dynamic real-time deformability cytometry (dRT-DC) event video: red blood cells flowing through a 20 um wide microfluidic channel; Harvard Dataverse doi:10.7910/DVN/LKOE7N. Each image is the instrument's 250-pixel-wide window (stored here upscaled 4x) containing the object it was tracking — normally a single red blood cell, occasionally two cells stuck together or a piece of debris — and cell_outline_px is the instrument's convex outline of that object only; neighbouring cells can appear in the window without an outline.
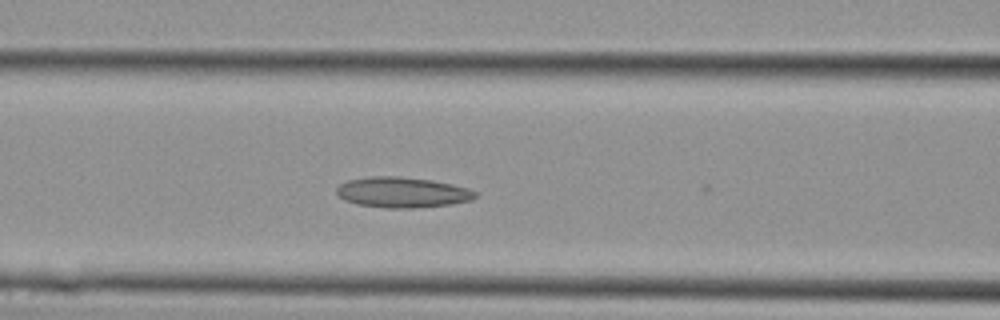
{"species": "Egyptian fruit bat (a non-hibernating species)", "species_latin": "Rousettus aegyptiacus", "temperature_condition": "cold", "stored_images_in_passage": 12, "camera_frame_rate_fps": 3000, "um_per_image_px": 0.085, "animal": {"sex": "female"}, "frame": {"image": 1, "passage_image": 10, "time_ms": 3.0, "image_size_px": [1000, 320], "cell_outline_px": [[476, 196], [472, 200], [448, 204], [412, 208], [388, 208], [356, 204], [344, 200], [336, 192], [336, 188], [340, 184], [348, 180], [372, 176], [396, 176], [432, 180], [468, 188], [476, 192]], "centroid_in_image_um": [34.17, 16.35], "position_along_channel_um": 132.4, "area_um2": 24.45}}